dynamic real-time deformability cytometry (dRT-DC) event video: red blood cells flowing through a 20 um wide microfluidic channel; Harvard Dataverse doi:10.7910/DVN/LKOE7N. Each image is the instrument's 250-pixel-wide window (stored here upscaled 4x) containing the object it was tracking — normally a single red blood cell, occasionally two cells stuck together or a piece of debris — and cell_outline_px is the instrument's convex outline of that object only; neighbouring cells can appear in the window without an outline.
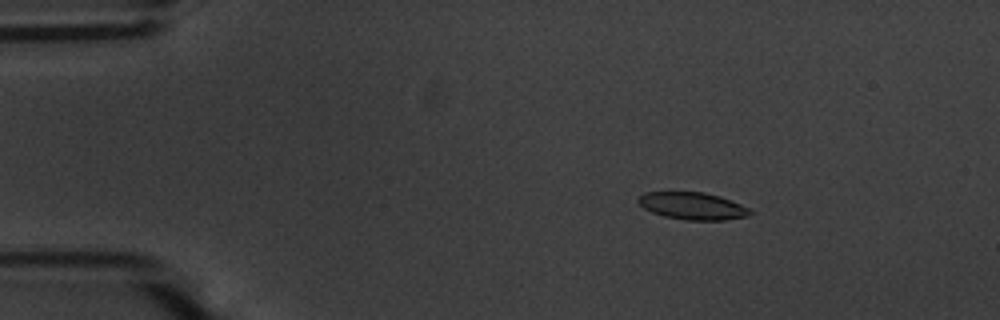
{"species": "common noctule bat (a hibernating species)", "species_latin": "Nyctalus noctula", "temperature_condition": "warm", "stored_images_in_passage": 55, "camera_frame_rate_fps": 3000, "um_per_image_px": 0.085, "animal": {"sex": "male", "body_mass_g": 20.1, "forearm_length_mm": 53.5}, "frame": {"image": 1, "passage_image": 9, "time_ms": 2.667, "image_size_px": [1000, 320], "cell_outline_px": [[752, 212], [748, 216], [724, 220], [688, 220], [664, 216], [652, 212], [644, 208], [636, 200], [644, 192], [704, 192], [720, 196], [740, 204], [748, 208]], "centroid_in_image_um": [58.86, 17.5], "position_along_channel_um": 26.1, "area_um2": 17.63}}
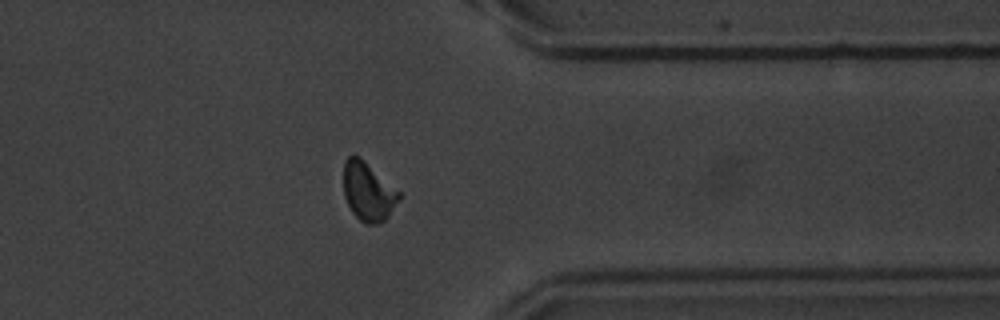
{"frame": {"image": 2, "passage_image": 44, "time_ms": 14.333, "image_size_px": [1000, 320], "cell_outline_px": [[400, 200], [388, 216], [384, 220], [376, 224], [364, 224], [352, 212], [344, 196], [344, 160], [352, 152], [360, 156], [400, 192]], "centroid_in_image_um": [31.28, 16.25], "position_along_channel_um": 380.1, "area_um2": 19.07}}
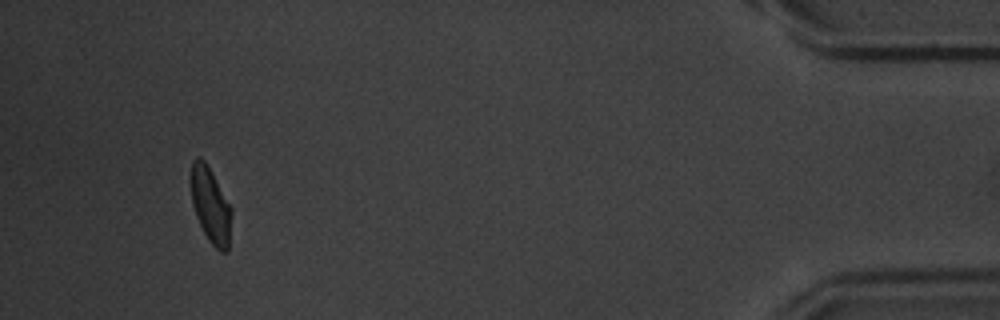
{"frame": {"image": 3, "passage_image": 52, "time_ms": 17.0, "image_size_px": [1000, 320], "cell_outline_px": [[232, 212], [228, 252], [220, 252], [208, 240], [196, 216], [192, 204], [188, 180], [192, 160], [196, 156], [200, 156], [204, 160], [232, 208]], "centroid_in_image_um": [17.86, 17.41], "position_along_channel_um": 417.3, "area_um2": 18.21}, "authors_computed_cell_mechanics": {"area_um2": 18.4382, "velocity_mm_per_s": 3.6765, "shape_relaxation_time_tau1_ms": 2.8416, "shape_relaxation_time_tau2_ms": 1.8196, "deformation_change_tau1": 0.1315, "deformation_change_tau2": 0.0677}}